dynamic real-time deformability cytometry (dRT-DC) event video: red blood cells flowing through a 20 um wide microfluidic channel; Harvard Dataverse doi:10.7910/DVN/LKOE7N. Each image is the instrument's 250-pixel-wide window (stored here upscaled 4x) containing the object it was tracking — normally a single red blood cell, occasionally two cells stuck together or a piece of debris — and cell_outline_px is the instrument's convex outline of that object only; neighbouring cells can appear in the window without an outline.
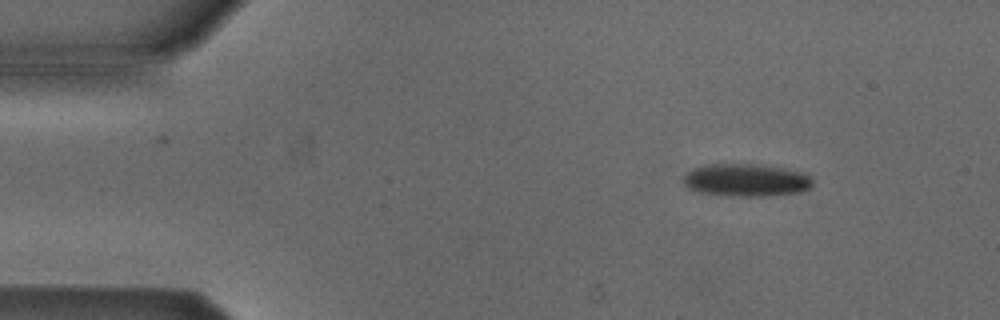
{"species": "Egyptian fruit bat (a non-hibernating species)", "species_latin": "Rousettus aegyptiacus", "temperature_condition": "cold", "stored_images_in_passage": 3, "camera_frame_rate_fps": 3000, "um_per_image_px": 0.085, "animal": {"sex": "male"}, "frame": {"image": 1, "passage_image": 1, "time_ms": 0.0, "image_size_px": [1000, 320], "cell_outline_px": [[812, 184], [808, 188], [800, 192], [764, 196], [732, 196], [700, 192], [688, 188], [684, 184], [684, 176], [692, 168], [704, 164], [760, 164], [784, 168], [804, 172], [812, 180]], "centroid_in_image_um": [63.41, 15.3], "position_along_channel_um": 21.6, "area_um2": 24.62}}
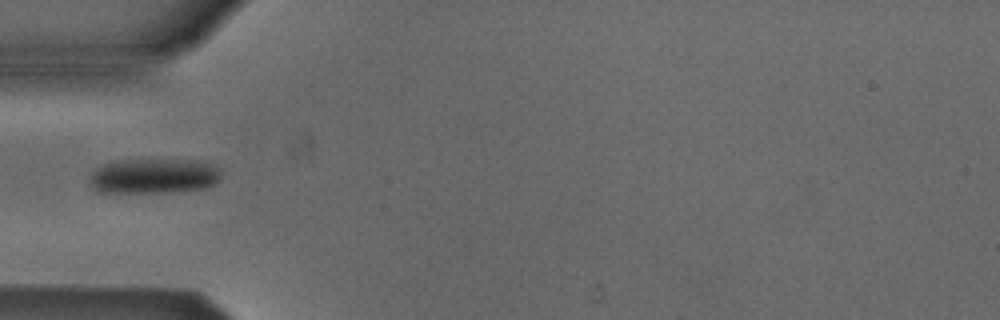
{"frame": {"image": 2, "passage_image": 3, "time_ms": 3.333, "image_size_px": [1000, 320], "cell_outline_px": [[220, 180], [216, 184], [204, 188], [168, 192], [100, 192], [88, 184], [88, 176], [100, 164], [112, 160], [204, 160], [220, 168]], "centroid_in_image_um": [13.05, 14.95], "position_along_channel_um": 71.9, "area_um2": 27.34}}